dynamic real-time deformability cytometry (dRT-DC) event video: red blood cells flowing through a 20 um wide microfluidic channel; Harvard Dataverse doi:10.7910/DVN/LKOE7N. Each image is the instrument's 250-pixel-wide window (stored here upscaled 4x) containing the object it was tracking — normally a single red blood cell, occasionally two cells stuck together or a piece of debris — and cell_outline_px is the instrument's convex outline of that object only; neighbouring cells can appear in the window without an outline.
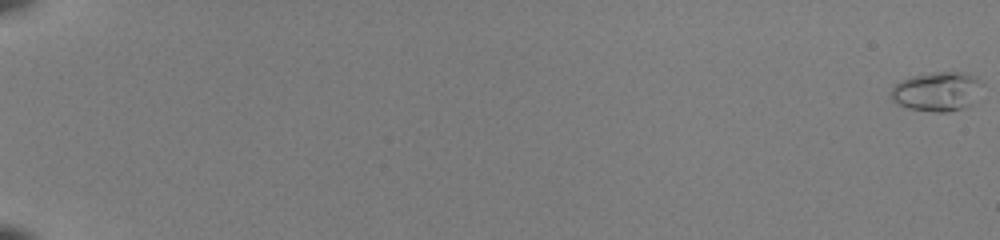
{"species": "common noctule bat (a hibernating species)", "species_latin": "Nyctalus noctula", "temperature_condition": "room temperature", "stored_images_in_passage": 54, "camera_frame_rate_fps": 3000, "um_per_image_px": 0.085, "animal": {"sex": "female", "body_mass_g": 22.0, "forearm_length_mm": 56.7}, "frame": {"image": 1, "passage_image": 1, "time_ms": 0.0, "image_size_px": [1000, 240], "cell_outline_px": [[984, 84], [968, 104], [964, 108], [948, 112], [936, 112], [908, 108], [892, 100], [892, 88], [900, 80], [912, 76], [932, 72], [968, 72], [976, 76]], "centroid_in_image_um": [79.65, 7.75], "position_along_channel_um": 5.3, "area_um2": 20.69}}
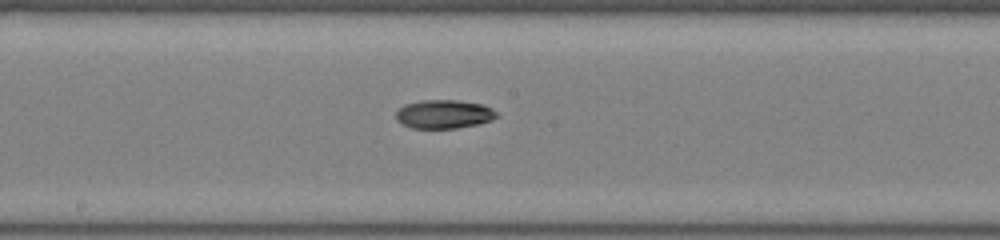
{"frame": {"image": 2, "passage_image": 33, "time_ms": 10.667, "image_size_px": [1000, 240], "cell_outline_px": [[500, 116], [492, 120], [480, 124], [456, 128], [412, 128], [400, 124], [396, 120], [396, 112], [404, 104], [424, 100], [456, 100], [484, 104], [492, 108]], "centroid_in_image_um": [37.76, 9.71], "position_along_channel_um": 210.4, "area_um2": 17.05}}
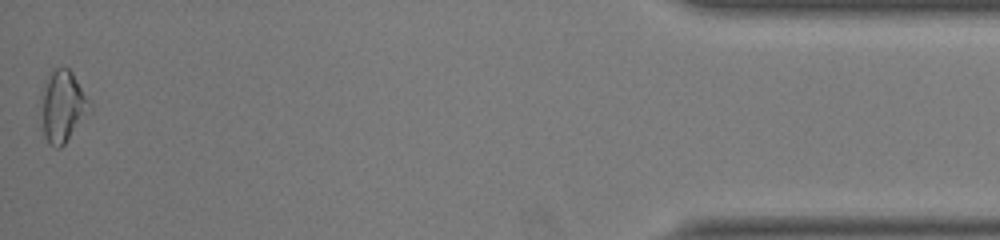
{"frame": {"image": 3, "passage_image": 54, "time_ms": 17.667, "image_size_px": [1000, 240], "cell_outline_px": [[92, 112], [64, 144], [60, 148], [56, 148], [48, 144], [44, 136], [40, 96], [44, 80], [56, 68], [68, 68], [72, 72], [92, 104]], "centroid_in_image_um": [5.34, 9.06], "position_along_channel_um": 429.9, "area_um2": 20.63}, "authors_computed_cell_mechanics": {"area_um2": 16.5597, "velocity_mm_per_s": 4.0951, "shape_relaxation_time_tau1_ms": null, "shape_relaxation_time_tau2_ms": 7.2356, "deformation_change_tau1": null, "deformation_change_tau2": 0.1269}}